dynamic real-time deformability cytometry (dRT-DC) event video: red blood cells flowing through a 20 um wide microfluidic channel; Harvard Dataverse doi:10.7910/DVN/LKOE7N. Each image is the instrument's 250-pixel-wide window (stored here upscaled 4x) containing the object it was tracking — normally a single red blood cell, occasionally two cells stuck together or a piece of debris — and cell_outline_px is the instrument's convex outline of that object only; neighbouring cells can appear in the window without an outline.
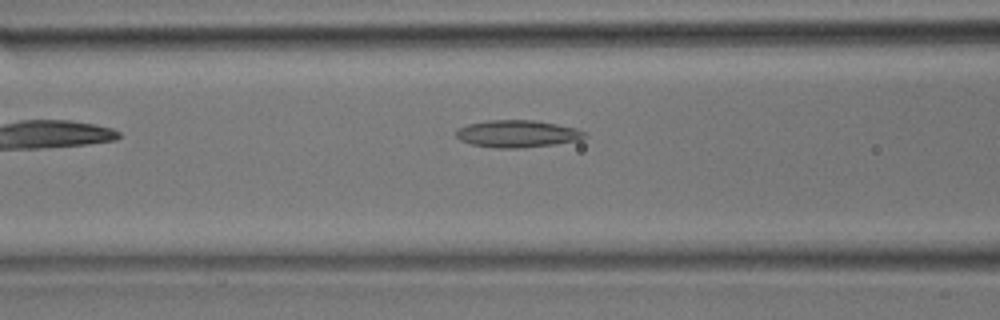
{"species": "common noctule bat (a hibernating species)", "species_latin": "Nyctalus noctula", "temperature_condition": "room temperature", "stored_images_in_passage": 19, "camera_frame_rate_fps": 3000, "um_per_image_px": 0.085, "animal": {"sex": "male", "body_mass_g": 17.9}, "frame": {"image": 1, "passage_image": 5, "time_ms": 1.333, "image_size_px": [1000, 320], "cell_outline_px": [[588, 136], [580, 140], [552, 144], [516, 148], [492, 148], [472, 144], [460, 140], [456, 136], [456, 132], [460, 128], [468, 124], [488, 120], [532, 120], [556, 124], [576, 128], [584, 132]], "centroid_in_image_um": [43.97, 11.37], "position_along_channel_um": 122.6, "area_um2": 20.17}}
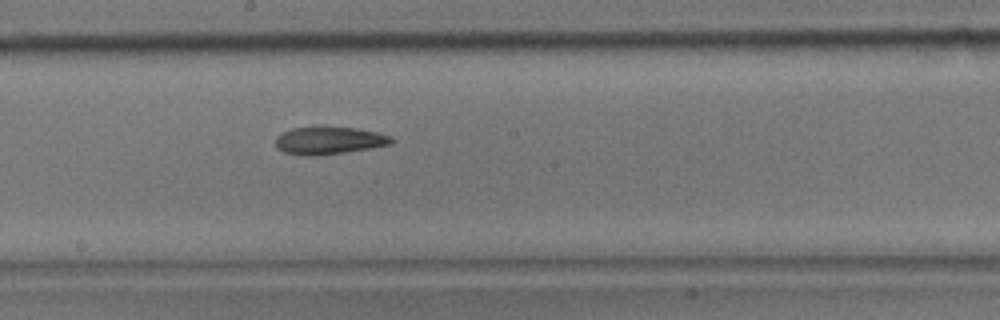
{"frame": {"image": 2, "passage_image": 10, "time_ms": 3.0, "image_size_px": [1000, 320], "cell_outline_px": [[396, 140], [392, 144], [372, 148], [316, 156], [304, 156], [284, 152], [276, 148], [276, 136], [292, 128], [316, 124], [356, 128], [376, 132], [392, 136]], "centroid_in_image_um": [27.97, 11.91], "position_along_channel_um": 220.2, "area_um2": 19.36}}
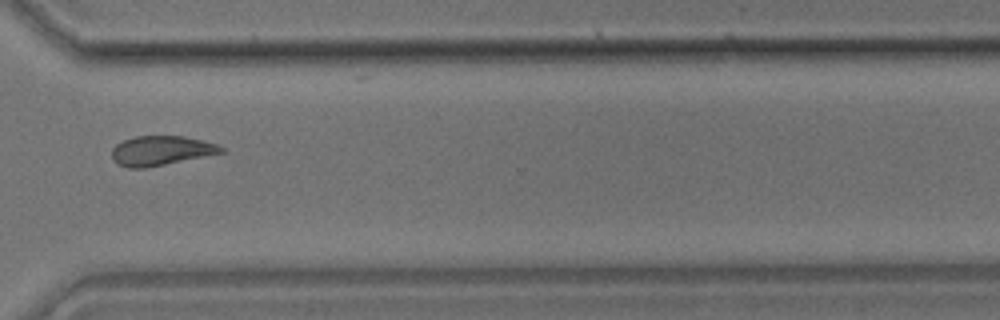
{"frame": {"image": 3, "passage_image": 17, "time_ms": 5.333, "image_size_px": [1000, 320], "cell_outline_px": [[224, 152], [144, 168], [128, 168], [116, 164], [112, 160], [112, 148], [116, 144], [124, 140], [136, 136], [184, 136], [216, 144], [224, 148]], "centroid_in_image_um": [13.63, 12.8], "position_along_channel_um": 357.0, "area_um2": 18.61}}